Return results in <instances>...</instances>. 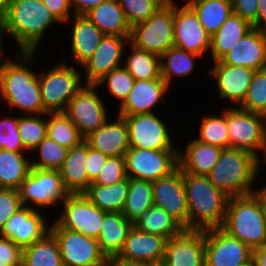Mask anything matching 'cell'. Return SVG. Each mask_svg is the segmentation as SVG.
Returning <instances> with one entry per match:
<instances>
[{
  "mask_svg": "<svg viewBox=\"0 0 266 266\" xmlns=\"http://www.w3.org/2000/svg\"><path fill=\"white\" fill-rule=\"evenodd\" d=\"M13 56H7L0 66V99L9 109L20 110V115L47 114L37 71L32 69L41 61L40 56L37 52H16Z\"/></svg>",
  "mask_w": 266,
  "mask_h": 266,
  "instance_id": "obj_1",
  "label": "cell"
},
{
  "mask_svg": "<svg viewBox=\"0 0 266 266\" xmlns=\"http://www.w3.org/2000/svg\"><path fill=\"white\" fill-rule=\"evenodd\" d=\"M58 24L42 0H14L0 12L1 32L13 38L18 52L40 54L44 35Z\"/></svg>",
  "mask_w": 266,
  "mask_h": 266,
  "instance_id": "obj_2",
  "label": "cell"
},
{
  "mask_svg": "<svg viewBox=\"0 0 266 266\" xmlns=\"http://www.w3.org/2000/svg\"><path fill=\"white\" fill-rule=\"evenodd\" d=\"M261 172L253 153L224 148L207 176L217 189L232 198L252 194L256 183L262 181Z\"/></svg>",
  "mask_w": 266,
  "mask_h": 266,
  "instance_id": "obj_3",
  "label": "cell"
},
{
  "mask_svg": "<svg viewBox=\"0 0 266 266\" xmlns=\"http://www.w3.org/2000/svg\"><path fill=\"white\" fill-rule=\"evenodd\" d=\"M189 210V230L221 228L229 197L217 189L208 176L183 173Z\"/></svg>",
  "mask_w": 266,
  "mask_h": 266,
  "instance_id": "obj_4",
  "label": "cell"
},
{
  "mask_svg": "<svg viewBox=\"0 0 266 266\" xmlns=\"http://www.w3.org/2000/svg\"><path fill=\"white\" fill-rule=\"evenodd\" d=\"M221 229L252 250L266 244V220L253 193L229 198Z\"/></svg>",
  "mask_w": 266,
  "mask_h": 266,
  "instance_id": "obj_5",
  "label": "cell"
},
{
  "mask_svg": "<svg viewBox=\"0 0 266 266\" xmlns=\"http://www.w3.org/2000/svg\"><path fill=\"white\" fill-rule=\"evenodd\" d=\"M50 68L38 74L42 104L47 113L64 112L70 100L85 85L83 73L78 70L80 67L69 61L66 63V59Z\"/></svg>",
  "mask_w": 266,
  "mask_h": 266,
  "instance_id": "obj_6",
  "label": "cell"
},
{
  "mask_svg": "<svg viewBox=\"0 0 266 266\" xmlns=\"http://www.w3.org/2000/svg\"><path fill=\"white\" fill-rule=\"evenodd\" d=\"M174 3H165L146 21L131 28L129 43L161 56L174 46Z\"/></svg>",
  "mask_w": 266,
  "mask_h": 266,
  "instance_id": "obj_7",
  "label": "cell"
},
{
  "mask_svg": "<svg viewBox=\"0 0 266 266\" xmlns=\"http://www.w3.org/2000/svg\"><path fill=\"white\" fill-rule=\"evenodd\" d=\"M18 191L23 206L43 211L61 205L70 195L59 170L36 168H31Z\"/></svg>",
  "mask_w": 266,
  "mask_h": 266,
  "instance_id": "obj_8",
  "label": "cell"
},
{
  "mask_svg": "<svg viewBox=\"0 0 266 266\" xmlns=\"http://www.w3.org/2000/svg\"><path fill=\"white\" fill-rule=\"evenodd\" d=\"M98 91L100 89L96 85L85 84L70 100L64 111L84 139L110 118L108 104Z\"/></svg>",
  "mask_w": 266,
  "mask_h": 266,
  "instance_id": "obj_9",
  "label": "cell"
},
{
  "mask_svg": "<svg viewBox=\"0 0 266 266\" xmlns=\"http://www.w3.org/2000/svg\"><path fill=\"white\" fill-rule=\"evenodd\" d=\"M146 113L122 116L128 128L129 147L153 150H178L169 124L160 114Z\"/></svg>",
  "mask_w": 266,
  "mask_h": 266,
  "instance_id": "obj_10",
  "label": "cell"
},
{
  "mask_svg": "<svg viewBox=\"0 0 266 266\" xmlns=\"http://www.w3.org/2000/svg\"><path fill=\"white\" fill-rule=\"evenodd\" d=\"M229 148L246 150L259 157L264 147L265 117L262 114L226 106Z\"/></svg>",
  "mask_w": 266,
  "mask_h": 266,
  "instance_id": "obj_11",
  "label": "cell"
},
{
  "mask_svg": "<svg viewBox=\"0 0 266 266\" xmlns=\"http://www.w3.org/2000/svg\"><path fill=\"white\" fill-rule=\"evenodd\" d=\"M49 231L58 242L64 266H106L107 257L97 239L60 228L51 220Z\"/></svg>",
  "mask_w": 266,
  "mask_h": 266,
  "instance_id": "obj_12",
  "label": "cell"
},
{
  "mask_svg": "<svg viewBox=\"0 0 266 266\" xmlns=\"http://www.w3.org/2000/svg\"><path fill=\"white\" fill-rule=\"evenodd\" d=\"M125 158L128 178L155 181L179 167L178 150H153L129 147Z\"/></svg>",
  "mask_w": 266,
  "mask_h": 266,
  "instance_id": "obj_13",
  "label": "cell"
},
{
  "mask_svg": "<svg viewBox=\"0 0 266 266\" xmlns=\"http://www.w3.org/2000/svg\"><path fill=\"white\" fill-rule=\"evenodd\" d=\"M62 212L53 221L60 227L98 239L107 212L101 211L84 194H70L59 206Z\"/></svg>",
  "mask_w": 266,
  "mask_h": 266,
  "instance_id": "obj_14",
  "label": "cell"
},
{
  "mask_svg": "<svg viewBox=\"0 0 266 266\" xmlns=\"http://www.w3.org/2000/svg\"><path fill=\"white\" fill-rule=\"evenodd\" d=\"M174 2V47L208 57L211 36L201 25L197 14L184 1Z\"/></svg>",
  "mask_w": 266,
  "mask_h": 266,
  "instance_id": "obj_15",
  "label": "cell"
},
{
  "mask_svg": "<svg viewBox=\"0 0 266 266\" xmlns=\"http://www.w3.org/2000/svg\"><path fill=\"white\" fill-rule=\"evenodd\" d=\"M129 38L104 35L94 53L80 66L85 84L95 85L113 69L123 66Z\"/></svg>",
  "mask_w": 266,
  "mask_h": 266,
  "instance_id": "obj_16",
  "label": "cell"
},
{
  "mask_svg": "<svg viewBox=\"0 0 266 266\" xmlns=\"http://www.w3.org/2000/svg\"><path fill=\"white\" fill-rule=\"evenodd\" d=\"M253 258V250L221 228L205 230V266H240Z\"/></svg>",
  "mask_w": 266,
  "mask_h": 266,
  "instance_id": "obj_17",
  "label": "cell"
},
{
  "mask_svg": "<svg viewBox=\"0 0 266 266\" xmlns=\"http://www.w3.org/2000/svg\"><path fill=\"white\" fill-rule=\"evenodd\" d=\"M153 203L163 208L185 230H189V210L183 180L178 167L172 173L152 182Z\"/></svg>",
  "mask_w": 266,
  "mask_h": 266,
  "instance_id": "obj_18",
  "label": "cell"
},
{
  "mask_svg": "<svg viewBox=\"0 0 266 266\" xmlns=\"http://www.w3.org/2000/svg\"><path fill=\"white\" fill-rule=\"evenodd\" d=\"M212 64L206 73L211 79L213 78L220 101L231 102L232 105L228 104L227 107H239L246 97L255 70L223 64L220 61Z\"/></svg>",
  "mask_w": 266,
  "mask_h": 266,
  "instance_id": "obj_19",
  "label": "cell"
},
{
  "mask_svg": "<svg viewBox=\"0 0 266 266\" xmlns=\"http://www.w3.org/2000/svg\"><path fill=\"white\" fill-rule=\"evenodd\" d=\"M46 211L23 206L0 229V236L9 238L21 249L30 246L49 232L50 220ZM49 224V225H48Z\"/></svg>",
  "mask_w": 266,
  "mask_h": 266,
  "instance_id": "obj_20",
  "label": "cell"
},
{
  "mask_svg": "<svg viewBox=\"0 0 266 266\" xmlns=\"http://www.w3.org/2000/svg\"><path fill=\"white\" fill-rule=\"evenodd\" d=\"M170 87L160 77L151 80H135L124 102L117 106V115H139L155 113V107L166 101Z\"/></svg>",
  "mask_w": 266,
  "mask_h": 266,
  "instance_id": "obj_21",
  "label": "cell"
},
{
  "mask_svg": "<svg viewBox=\"0 0 266 266\" xmlns=\"http://www.w3.org/2000/svg\"><path fill=\"white\" fill-rule=\"evenodd\" d=\"M163 261L169 266H205V230H184L167 240Z\"/></svg>",
  "mask_w": 266,
  "mask_h": 266,
  "instance_id": "obj_22",
  "label": "cell"
},
{
  "mask_svg": "<svg viewBox=\"0 0 266 266\" xmlns=\"http://www.w3.org/2000/svg\"><path fill=\"white\" fill-rule=\"evenodd\" d=\"M266 60V30L253 28L219 61L253 70L264 69Z\"/></svg>",
  "mask_w": 266,
  "mask_h": 266,
  "instance_id": "obj_23",
  "label": "cell"
},
{
  "mask_svg": "<svg viewBox=\"0 0 266 266\" xmlns=\"http://www.w3.org/2000/svg\"><path fill=\"white\" fill-rule=\"evenodd\" d=\"M69 23H72L69 56L72 63L80 67L94 53L105 34L86 15H72L64 25Z\"/></svg>",
  "mask_w": 266,
  "mask_h": 266,
  "instance_id": "obj_24",
  "label": "cell"
},
{
  "mask_svg": "<svg viewBox=\"0 0 266 266\" xmlns=\"http://www.w3.org/2000/svg\"><path fill=\"white\" fill-rule=\"evenodd\" d=\"M113 118H108L84 140L90 147L99 150L107 157L124 156L129 149L127 124L122 116L116 114Z\"/></svg>",
  "mask_w": 266,
  "mask_h": 266,
  "instance_id": "obj_25",
  "label": "cell"
},
{
  "mask_svg": "<svg viewBox=\"0 0 266 266\" xmlns=\"http://www.w3.org/2000/svg\"><path fill=\"white\" fill-rule=\"evenodd\" d=\"M166 242L163 236L143 233L133 226L118 256L146 264L163 261Z\"/></svg>",
  "mask_w": 266,
  "mask_h": 266,
  "instance_id": "obj_26",
  "label": "cell"
},
{
  "mask_svg": "<svg viewBox=\"0 0 266 266\" xmlns=\"http://www.w3.org/2000/svg\"><path fill=\"white\" fill-rule=\"evenodd\" d=\"M189 140L185 149L178 146L179 168L183 173L207 176L217 163L223 148L199 142L191 137Z\"/></svg>",
  "mask_w": 266,
  "mask_h": 266,
  "instance_id": "obj_27",
  "label": "cell"
},
{
  "mask_svg": "<svg viewBox=\"0 0 266 266\" xmlns=\"http://www.w3.org/2000/svg\"><path fill=\"white\" fill-rule=\"evenodd\" d=\"M59 172L69 194H83L87 190V142L85 140L69 149Z\"/></svg>",
  "mask_w": 266,
  "mask_h": 266,
  "instance_id": "obj_28",
  "label": "cell"
},
{
  "mask_svg": "<svg viewBox=\"0 0 266 266\" xmlns=\"http://www.w3.org/2000/svg\"><path fill=\"white\" fill-rule=\"evenodd\" d=\"M134 224L122 212H107L98 235V243L106 257L118 255Z\"/></svg>",
  "mask_w": 266,
  "mask_h": 266,
  "instance_id": "obj_29",
  "label": "cell"
},
{
  "mask_svg": "<svg viewBox=\"0 0 266 266\" xmlns=\"http://www.w3.org/2000/svg\"><path fill=\"white\" fill-rule=\"evenodd\" d=\"M253 28L250 22L234 12L231 13L225 23L211 36L209 54L212 61H219Z\"/></svg>",
  "mask_w": 266,
  "mask_h": 266,
  "instance_id": "obj_30",
  "label": "cell"
},
{
  "mask_svg": "<svg viewBox=\"0 0 266 266\" xmlns=\"http://www.w3.org/2000/svg\"><path fill=\"white\" fill-rule=\"evenodd\" d=\"M86 16L106 35L130 37L131 27L118 0H105Z\"/></svg>",
  "mask_w": 266,
  "mask_h": 266,
  "instance_id": "obj_31",
  "label": "cell"
},
{
  "mask_svg": "<svg viewBox=\"0 0 266 266\" xmlns=\"http://www.w3.org/2000/svg\"><path fill=\"white\" fill-rule=\"evenodd\" d=\"M202 56L187 52L177 47H171L160 56L161 78L169 87H172L175 78L192 76L196 65V60Z\"/></svg>",
  "mask_w": 266,
  "mask_h": 266,
  "instance_id": "obj_32",
  "label": "cell"
},
{
  "mask_svg": "<svg viewBox=\"0 0 266 266\" xmlns=\"http://www.w3.org/2000/svg\"><path fill=\"white\" fill-rule=\"evenodd\" d=\"M27 153L0 149V188H20L32 168Z\"/></svg>",
  "mask_w": 266,
  "mask_h": 266,
  "instance_id": "obj_33",
  "label": "cell"
},
{
  "mask_svg": "<svg viewBox=\"0 0 266 266\" xmlns=\"http://www.w3.org/2000/svg\"><path fill=\"white\" fill-rule=\"evenodd\" d=\"M129 187V178L113 185L90 184L83 193L97 208L104 212H122Z\"/></svg>",
  "mask_w": 266,
  "mask_h": 266,
  "instance_id": "obj_34",
  "label": "cell"
},
{
  "mask_svg": "<svg viewBox=\"0 0 266 266\" xmlns=\"http://www.w3.org/2000/svg\"><path fill=\"white\" fill-rule=\"evenodd\" d=\"M185 2L197 14L201 25L210 36L216 33L233 13L232 0H185Z\"/></svg>",
  "mask_w": 266,
  "mask_h": 266,
  "instance_id": "obj_35",
  "label": "cell"
},
{
  "mask_svg": "<svg viewBox=\"0 0 266 266\" xmlns=\"http://www.w3.org/2000/svg\"><path fill=\"white\" fill-rule=\"evenodd\" d=\"M134 227L143 233L157 234L167 240L180 235L185 230L163 208L154 204L140 215Z\"/></svg>",
  "mask_w": 266,
  "mask_h": 266,
  "instance_id": "obj_36",
  "label": "cell"
},
{
  "mask_svg": "<svg viewBox=\"0 0 266 266\" xmlns=\"http://www.w3.org/2000/svg\"><path fill=\"white\" fill-rule=\"evenodd\" d=\"M22 266H64L58 242L50 231L22 249Z\"/></svg>",
  "mask_w": 266,
  "mask_h": 266,
  "instance_id": "obj_37",
  "label": "cell"
},
{
  "mask_svg": "<svg viewBox=\"0 0 266 266\" xmlns=\"http://www.w3.org/2000/svg\"><path fill=\"white\" fill-rule=\"evenodd\" d=\"M127 48L129 49L127 53H124L123 66L135 80H151L161 77L160 56L140 50L130 43Z\"/></svg>",
  "mask_w": 266,
  "mask_h": 266,
  "instance_id": "obj_38",
  "label": "cell"
},
{
  "mask_svg": "<svg viewBox=\"0 0 266 266\" xmlns=\"http://www.w3.org/2000/svg\"><path fill=\"white\" fill-rule=\"evenodd\" d=\"M151 181L129 178L126 202L122 213L134 224L153 203Z\"/></svg>",
  "mask_w": 266,
  "mask_h": 266,
  "instance_id": "obj_39",
  "label": "cell"
},
{
  "mask_svg": "<svg viewBox=\"0 0 266 266\" xmlns=\"http://www.w3.org/2000/svg\"><path fill=\"white\" fill-rule=\"evenodd\" d=\"M220 114L216 115L215 113H207L201 117L198 136L194 139L214 145L217 147L229 148V134L226 125V106L219 111ZM215 114V115H214Z\"/></svg>",
  "mask_w": 266,
  "mask_h": 266,
  "instance_id": "obj_40",
  "label": "cell"
},
{
  "mask_svg": "<svg viewBox=\"0 0 266 266\" xmlns=\"http://www.w3.org/2000/svg\"><path fill=\"white\" fill-rule=\"evenodd\" d=\"M46 135L48 138L68 149L84 141L78 128L64 112L47 113Z\"/></svg>",
  "mask_w": 266,
  "mask_h": 266,
  "instance_id": "obj_41",
  "label": "cell"
},
{
  "mask_svg": "<svg viewBox=\"0 0 266 266\" xmlns=\"http://www.w3.org/2000/svg\"><path fill=\"white\" fill-rule=\"evenodd\" d=\"M68 151V148L46 136L38 146L31 151V166L36 169L59 170L68 155ZM35 152L38 153L36 154Z\"/></svg>",
  "mask_w": 266,
  "mask_h": 266,
  "instance_id": "obj_42",
  "label": "cell"
},
{
  "mask_svg": "<svg viewBox=\"0 0 266 266\" xmlns=\"http://www.w3.org/2000/svg\"><path fill=\"white\" fill-rule=\"evenodd\" d=\"M18 132L28 154L47 136V114L19 115Z\"/></svg>",
  "mask_w": 266,
  "mask_h": 266,
  "instance_id": "obj_43",
  "label": "cell"
},
{
  "mask_svg": "<svg viewBox=\"0 0 266 266\" xmlns=\"http://www.w3.org/2000/svg\"><path fill=\"white\" fill-rule=\"evenodd\" d=\"M135 79L127 71L124 66L113 69L110 73L105 75L95 85L101 90L103 86L107 89V93L113 97L119 106L124 102L127 95L130 93Z\"/></svg>",
  "mask_w": 266,
  "mask_h": 266,
  "instance_id": "obj_44",
  "label": "cell"
},
{
  "mask_svg": "<svg viewBox=\"0 0 266 266\" xmlns=\"http://www.w3.org/2000/svg\"><path fill=\"white\" fill-rule=\"evenodd\" d=\"M239 108L253 113L266 114V71L255 70L243 103Z\"/></svg>",
  "mask_w": 266,
  "mask_h": 266,
  "instance_id": "obj_45",
  "label": "cell"
},
{
  "mask_svg": "<svg viewBox=\"0 0 266 266\" xmlns=\"http://www.w3.org/2000/svg\"><path fill=\"white\" fill-rule=\"evenodd\" d=\"M132 28L146 21L165 3L162 0H118Z\"/></svg>",
  "mask_w": 266,
  "mask_h": 266,
  "instance_id": "obj_46",
  "label": "cell"
},
{
  "mask_svg": "<svg viewBox=\"0 0 266 266\" xmlns=\"http://www.w3.org/2000/svg\"><path fill=\"white\" fill-rule=\"evenodd\" d=\"M18 116H5L0 117V149L27 152L24 147L21 137L18 132Z\"/></svg>",
  "mask_w": 266,
  "mask_h": 266,
  "instance_id": "obj_47",
  "label": "cell"
},
{
  "mask_svg": "<svg viewBox=\"0 0 266 266\" xmlns=\"http://www.w3.org/2000/svg\"><path fill=\"white\" fill-rule=\"evenodd\" d=\"M127 178L124 156H109L91 184L113 185Z\"/></svg>",
  "mask_w": 266,
  "mask_h": 266,
  "instance_id": "obj_48",
  "label": "cell"
},
{
  "mask_svg": "<svg viewBox=\"0 0 266 266\" xmlns=\"http://www.w3.org/2000/svg\"><path fill=\"white\" fill-rule=\"evenodd\" d=\"M21 207L23 205L17 189L0 188V229Z\"/></svg>",
  "mask_w": 266,
  "mask_h": 266,
  "instance_id": "obj_49",
  "label": "cell"
},
{
  "mask_svg": "<svg viewBox=\"0 0 266 266\" xmlns=\"http://www.w3.org/2000/svg\"><path fill=\"white\" fill-rule=\"evenodd\" d=\"M259 0H232L233 12L257 28Z\"/></svg>",
  "mask_w": 266,
  "mask_h": 266,
  "instance_id": "obj_50",
  "label": "cell"
},
{
  "mask_svg": "<svg viewBox=\"0 0 266 266\" xmlns=\"http://www.w3.org/2000/svg\"><path fill=\"white\" fill-rule=\"evenodd\" d=\"M106 160V155L99 150L90 147L87 143L88 186L96 179Z\"/></svg>",
  "mask_w": 266,
  "mask_h": 266,
  "instance_id": "obj_51",
  "label": "cell"
},
{
  "mask_svg": "<svg viewBox=\"0 0 266 266\" xmlns=\"http://www.w3.org/2000/svg\"><path fill=\"white\" fill-rule=\"evenodd\" d=\"M42 2L60 25H64L67 20L74 15L70 0H42Z\"/></svg>",
  "mask_w": 266,
  "mask_h": 266,
  "instance_id": "obj_52",
  "label": "cell"
},
{
  "mask_svg": "<svg viewBox=\"0 0 266 266\" xmlns=\"http://www.w3.org/2000/svg\"><path fill=\"white\" fill-rule=\"evenodd\" d=\"M0 259H22V249L9 238L0 236Z\"/></svg>",
  "mask_w": 266,
  "mask_h": 266,
  "instance_id": "obj_53",
  "label": "cell"
},
{
  "mask_svg": "<svg viewBox=\"0 0 266 266\" xmlns=\"http://www.w3.org/2000/svg\"><path fill=\"white\" fill-rule=\"evenodd\" d=\"M105 0H70L74 15H86Z\"/></svg>",
  "mask_w": 266,
  "mask_h": 266,
  "instance_id": "obj_54",
  "label": "cell"
},
{
  "mask_svg": "<svg viewBox=\"0 0 266 266\" xmlns=\"http://www.w3.org/2000/svg\"><path fill=\"white\" fill-rule=\"evenodd\" d=\"M106 266H149V264L128 260L118 255L108 257Z\"/></svg>",
  "mask_w": 266,
  "mask_h": 266,
  "instance_id": "obj_55",
  "label": "cell"
},
{
  "mask_svg": "<svg viewBox=\"0 0 266 266\" xmlns=\"http://www.w3.org/2000/svg\"><path fill=\"white\" fill-rule=\"evenodd\" d=\"M257 28L266 30V0H259Z\"/></svg>",
  "mask_w": 266,
  "mask_h": 266,
  "instance_id": "obj_56",
  "label": "cell"
},
{
  "mask_svg": "<svg viewBox=\"0 0 266 266\" xmlns=\"http://www.w3.org/2000/svg\"><path fill=\"white\" fill-rule=\"evenodd\" d=\"M253 194L259 200L266 220V184L264 183L262 186L260 185V187L255 186Z\"/></svg>",
  "mask_w": 266,
  "mask_h": 266,
  "instance_id": "obj_57",
  "label": "cell"
},
{
  "mask_svg": "<svg viewBox=\"0 0 266 266\" xmlns=\"http://www.w3.org/2000/svg\"><path fill=\"white\" fill-rule=\"evenodd\" d=\"M253 260L256 266H266V244L253 249Z\"/></svg>",
  "mask_w": 266,
  "mask_h": 266,
  "instance_id": "obj_58",
  "label": "cell"
},
{
  "mask_svg": "<svg viewBox=\"0 0 266 266\" xmlns=\"http://www.w3.org/2000/svg\"><path fill=\"white\" fill-rule=\"evenodd\" d=\"M258 166L260 171L263 169L262 167L266 166V128L264 137V147L261 155L258 157Z\"/></svg>",
  "mask_w": 266,
  "mask_h": 266,
  "instance_id": "obj_59",
  "label": "cell"
},
{
  "mask_svg": "<svg viewBox=\"0 0 266 266\" xmlns=\"http://www.w3.org/2000/svg\"><path fill=\"white\" fill-rule=\"evenodd\" d=\"M0 266H22V259H0Z\"/></svg>",
  "mask_w": 266,
  "mask_h": 266,
  "instance_id": "obj_60",
  "label": "cell"
},
{
  "mask_svg": "<svg viewBox=\"0 0 266 266\" xmlns=\"http://www.w3.org/2000/svg\"><path fill=\"white\" fill-rule=\"evenodd\" d=\"M4 40H5V38H4V36H3L2 32H1V29H0V66L2 64V61L8 56V54L7 55L5 54L6 46H4L5 45L4 43H6V41H4Z\"/></svg>",
  "mask_w": 266,
  "mask_h": 266,
  "instance_id": "obj_61",
  "label": "cell"
},
{
  "mask_svg": "<svg viewBox=\"0 0 266 266\" xmlns=\"http://www.w3.org/2000/svg\"><path fill=\"white\" fill-rule=\"evenodd\" d=\"M14 0H0V12Z\"/></svg>",
  "mask_w": 266,
  "mask_h": 266,
  "instance_id": "obj_62",
  "label": "cell"
},
{
  "mask_svg": "<svg viewBox=\"0 0 266 266\" xmlns=\"http://www.w3.org/2000/svg\"><path fill=\"white\" fill-rule=\"evenodd\" d=\"M149 266H169V265L164 261H159L156 263L149 264Z\"/></svg>",
  "mask_w": 266,
  "mask_h": 266,
  "instance_id": "obj_63",
  "label": "cell"
},
{
  "mask_svg": "<svg viewBox=\"0 0 266 266\" xmlns=\"http://www.w3.org/2000/svg\"><path fill=\"white\" fill-rule=\"evenodd\" d=\"M240 266H256V265H255V262H254V260L252 258L249 262H247V263H245L243 265H240Z\"/></svg>",
  "mask_w": 266,
  "mask_h": 266,
  "instance_id": "obj_64",
  "label": "cell"
},
{
  "mask_svg": "<svg viewBox=\"0 0 266 266\" xmlns=\"http://www.w3.org/2000/svg\"><path fill=\"white\" fill-rule=\"evenodd\" d=\"M164 3H174V2H177L175 0H162Z\"/></svg>",
  "mask_w": 266,
  "mask_h": 266,
  "instance_id": "obj_65",
  "label": "cell"
},
{
  "mask_svg": "<svg viewBox=\"0 0 266 266\" xmlns=\"http://www.w3.org/2000/svg\"><path fill=\"white\" fill-rule=\"evenodd\" d=\"M264 117H265V128H266V114L264 115Z\"/></svg>",
  "mask_w": 266,
  "mask_h": 266,
  "instance_id": "obj_66",
  "label": "cell"
}]
</instances>
